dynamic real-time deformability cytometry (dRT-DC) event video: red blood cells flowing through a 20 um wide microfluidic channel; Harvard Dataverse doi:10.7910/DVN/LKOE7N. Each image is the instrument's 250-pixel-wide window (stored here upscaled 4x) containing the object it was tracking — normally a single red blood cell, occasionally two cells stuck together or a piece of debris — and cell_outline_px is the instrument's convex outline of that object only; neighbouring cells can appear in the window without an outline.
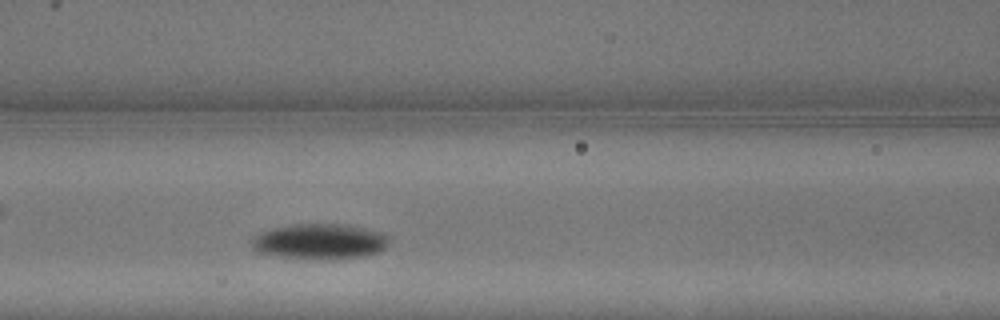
{"species": "common noctule bat (a hibernating species)", "species_latin": "Nyctalus noctula", "temperature_condition": "warm", "stored_images_in_passage": 5, "camera_frame_rate_fps": 3000, "um_per_image_px": 0.085, "animal": {"sex": "male", "body_mass_g": 13.3}, "frame": {"image": 1, "passage_image": 5, "time_ms": 1.333, "image_size_px": [1000, 320], "cell_outline_px": [[388, 244], [380, 252], [368, 256], [332, 260], [280, 256], [260, 252], [252, 248], [248, 240], [252, 236], [260, 232], [272, 228], [292, 224], [344, 224], [368, 228], [384, 232], [388, 236]], "centroid_in_image_um": [27.2, 20.52], "position_along_channel_um": 139.4, "area_um2": 28.9}}